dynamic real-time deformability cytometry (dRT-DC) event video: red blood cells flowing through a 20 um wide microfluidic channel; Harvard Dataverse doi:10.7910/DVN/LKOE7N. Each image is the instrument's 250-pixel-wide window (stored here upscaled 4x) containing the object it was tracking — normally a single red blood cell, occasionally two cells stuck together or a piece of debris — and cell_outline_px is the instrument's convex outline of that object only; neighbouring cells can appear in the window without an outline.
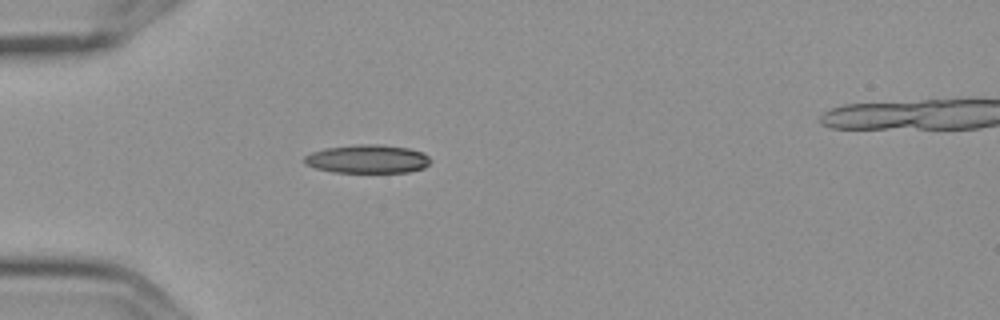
{"species": "Egyptian fruit bat (a non-hibernating species)", "species_latin": "Rousettus aegyptiacus", "temperature_condition": "cold", "stored_images_in_passage": 5, "camera_frame_rate_fps": 3000, "um_per_image_px": 0.085, "frame": {"image": 1, "passage_image": 5, "time_ms": 1.333, "image_size_px": [1000, 320], "cell_outline_px": [[432, 160], [424, 168], [408, 172], [332, 172], [316, 168], [304, 164], [304, 156], [312, 152], [324, 148], [360, 144], [376, 144], [408, 148], [424, 152]], "centroid_in_image_um": [31.24, 13.51], "position_along_channel_um": 53.8, "area_um2": 20.98}}